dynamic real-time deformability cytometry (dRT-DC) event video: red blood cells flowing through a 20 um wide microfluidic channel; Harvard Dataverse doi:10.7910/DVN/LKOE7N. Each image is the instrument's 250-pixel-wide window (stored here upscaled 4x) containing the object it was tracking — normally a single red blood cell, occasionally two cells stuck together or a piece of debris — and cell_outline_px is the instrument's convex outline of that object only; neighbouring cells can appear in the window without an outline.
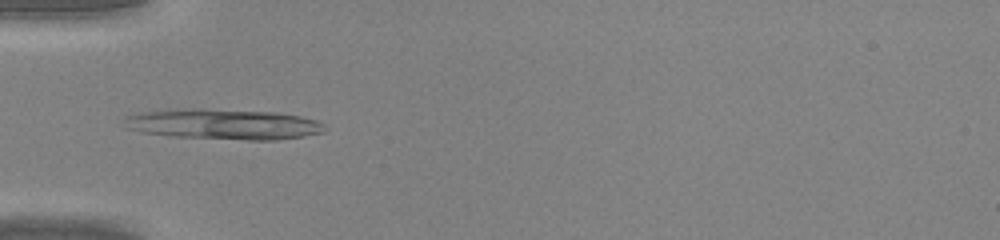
{"species": "common noctule bat (a hibernating species)", "species_latin": "Nyctalus noctula", "temperature_condition": "warm", "stored_images_in_passage": 36, "camera_frame_rate_fps": 3000, "um_per_image_px": 0.085, "animal": {"sex": "male", "body_mass_g": 20.0, "forearm_length_mm": 53.3}, "frame": {"image": 1, "passage_image": 6, "time_ms": 1.667, "image_size_px": [1000, 240], "cell_outline_px": [[324, 132], [304, 136], [276, 140], [248, 140], [172, 136], [144, 132], [128, 128], [128, 116], [148, 112], [276, 112], [300, 116], [316, 120], [324, 124]], "centroid_in_image_um": [19.23, 10.63], "position_along_channel_um": 65.8, "area_um2": 33.0}}
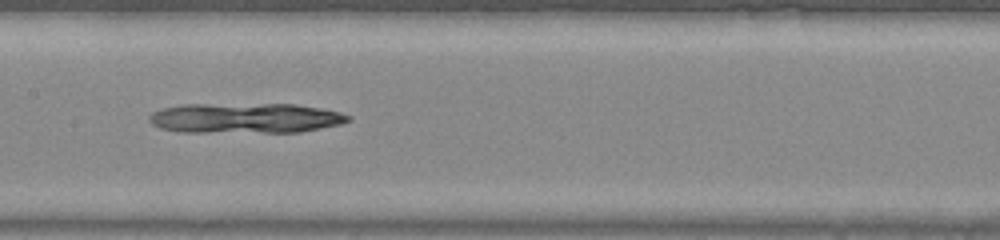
{"frame": {"image": 2, "passage_image": 14, "time_ms": 4.333, "image_size_px": [1000, 240], "cell_outline_px": [[352, 120], [340, 124], [300, 132], [180, 132], [160, 128], [152, 124], [148, 120], [148, 116], [152, 112], [164, 108], [184, 104], [296, 104], [320, 108], [340, 112], [352, 116]], "centroid_in_image_um": [20.86, 10.04], "position_along_channel_um": 186.5, "area_um2": 35.14}}
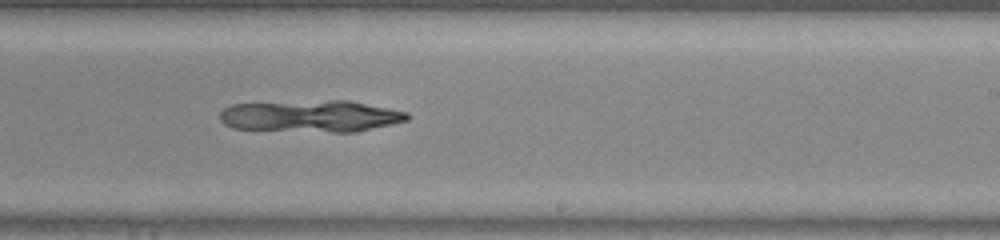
{"frame": {"image": 3, "passage_image": 19, "time_ms": 6.0, "image_size_px": [1000, 240], "cell_outline_px": [[412, 116], [408, 120], [392, 124], [356, 132], [332, 132], [232, 128], [224, 124], [220, 120], [220, 112], [224, 108], [232, 104], [332, 100], [348, 100], [408, 112]], "centroid_in_image_um": [26.45, 9.87], "position_along_channel_um": 262.5, "area_um2": 34.62}}